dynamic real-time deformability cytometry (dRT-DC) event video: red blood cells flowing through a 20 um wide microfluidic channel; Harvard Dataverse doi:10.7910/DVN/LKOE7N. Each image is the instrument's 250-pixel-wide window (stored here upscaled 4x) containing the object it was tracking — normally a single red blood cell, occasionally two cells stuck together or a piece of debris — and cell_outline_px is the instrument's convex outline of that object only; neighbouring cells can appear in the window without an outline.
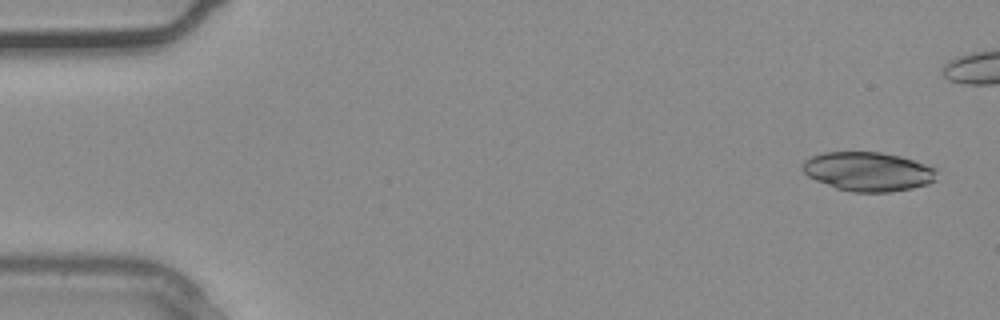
{"species": "common noctule bat (a hibernating species)", "species_latin": "Nyctalus noctula", "temperature_condition": "warm", "stored_images_in_passage": 5, "camera_frame_rate_fps": 3000, "um_per_image_px": 0.085, "animal": {"sex": "male", "body_mass_g": 20.4}, "frame": {"image": 1, "passage_image": 1, "time_ms": 0.0, "image_size_px": [1000, 320], "cell_outline_px": [[936, 180], [928, 184], [912, 188], [892, 192], [852, 192], [836, 188], [816, 180], [808, 176], [800, 168], [800, 164], [804, 160], [812, 156], [824, 152], [880, 152], [900, 156], [936, 168]], "centroid_in_image_um": [73.76, 14.58], "position_along_channel_um": 11.2, "area_um2": 30.69}}
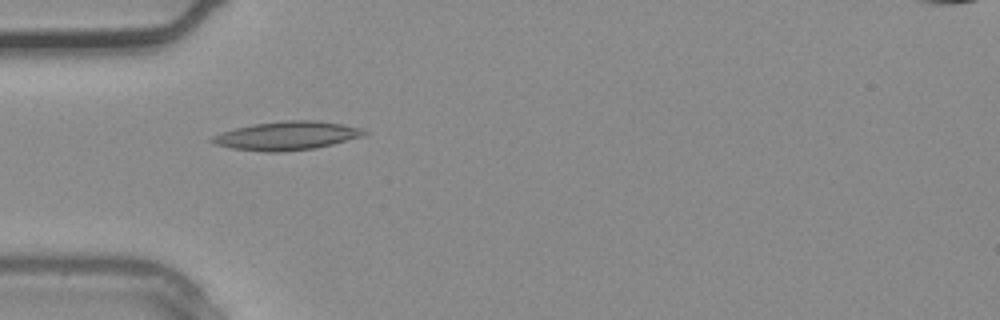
{"frame": {"image": 2, "passage_image": 5, "time_ms": 1.333, "image_size_px": [1000, 320], "cell_outline_px": [[368, 132], [364, 136], [316, 148], [284, 152], [264, 152], [232, 148], [216, 144], [208, 140], [212, 136], [220, 132], [236, 128], [256, 124], [284, 120], [316, 120], [364, 128]], "centroid_in_image_um": [24.39, 11.54], "position_along_channel_um": 60.6, "area_um2": 25.37}}